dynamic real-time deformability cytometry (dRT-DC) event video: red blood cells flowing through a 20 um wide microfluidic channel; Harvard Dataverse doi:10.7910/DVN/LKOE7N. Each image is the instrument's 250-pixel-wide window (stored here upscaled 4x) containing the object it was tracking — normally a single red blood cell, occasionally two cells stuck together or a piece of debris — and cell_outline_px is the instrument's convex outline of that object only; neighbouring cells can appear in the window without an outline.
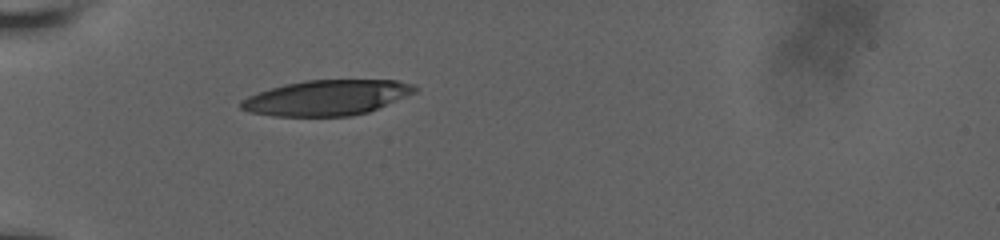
{"species": "human", "species_latin": "Homo sapiens", "temperature_condition": "room temperature", "stored_images_in_passage": 32, "camera_frame_rate_fps": 3000, "um_per_image_px": 0.085, "donor": {"sex": "male"}, "frame": {"image": 1, "passage_image": 1, "time_ms": 0.0, "image_size_px": [1000, 240], "cell_outline_px": [[416, 92], [368, 112], [352, 116], [272, 116], [248, 112], [240, 108], [240, 100], [248, 96], [284, 84], [304, 80], [396, 80], [416, 84]], "centroid_in_image_um": [27.77, 8.3], "position_along_channel_um": 57.2, "area_um2": 35.78}}
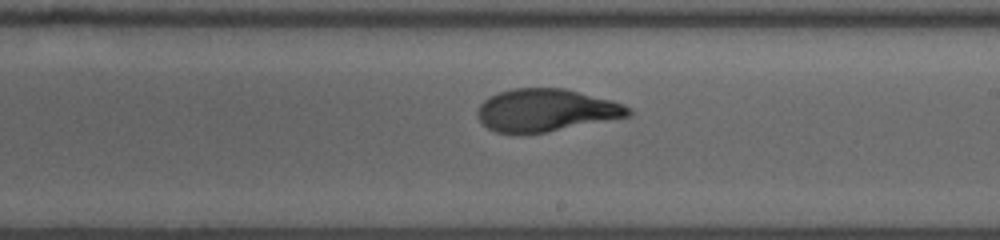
{"frame": {"image": 2, "passage_image": 17, "time_ms": 5.333, "image_size_px": [1000, 240], "cell_outline_px": [[632, 112], [628, 116], [544, 132], [496, 132], [488, 128], [476, 116], [476, 112], [480, 104], [484, 100], [500, 92], [512, 88], [564, 88], [612, 100], [624, 104], [632, 108]], "centroid_in_image_um": [46.41, 9.34], "position_along_channel_um": 242.6, "area_um2": 36.82}}
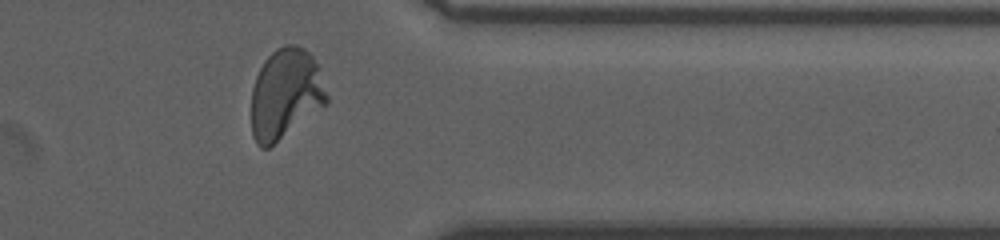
{"frame": {"image": 3, "passage_image": 29, "time_ms": 9.333, "image_size_px": [1000, 240], "cell_outline_px": [[328, 104], [268, 148], [260, 148], [256, 144], [252, 136], [252, 88], [256, 76], [264, 60], [276, 48], [284, 44], [296, 44], [304, 48], [312, 56], [316, 64], [328, 96]], "centroid_in_image_um": [24.26, 7.98], "position_along_channel_um": 387.1, "area_um2": 39.65}, "authors_computed_cell_mechanics": {"area_um2": 38.2347, "velocity_mm_per_s": 3.7801, "shape_relaxation_time_tau1_ms": 8.0639, "shape_relaxation_time_tau2_ms": 0.8702, "deformation_change_tau1": 0.3082, "deformation_change_tau2": 0.0641}}